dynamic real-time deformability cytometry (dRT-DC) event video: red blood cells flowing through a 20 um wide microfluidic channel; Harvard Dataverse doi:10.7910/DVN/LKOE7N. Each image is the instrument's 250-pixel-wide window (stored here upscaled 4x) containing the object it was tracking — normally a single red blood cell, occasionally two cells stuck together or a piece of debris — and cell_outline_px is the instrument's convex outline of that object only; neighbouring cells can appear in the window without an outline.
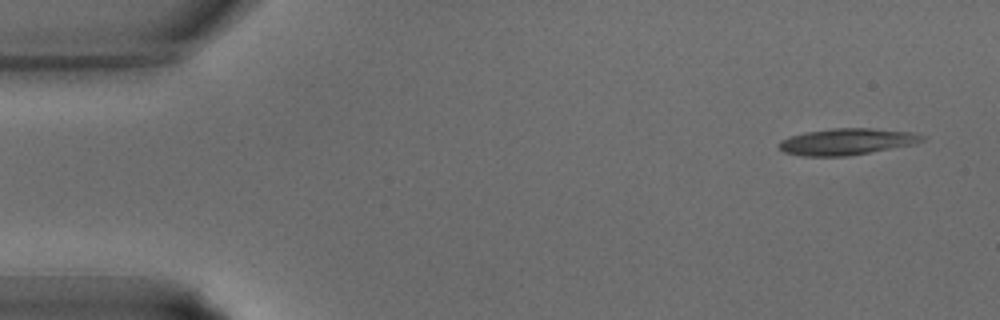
{"species": "common noctule bat (a hibernating species)", "species_latin": "Nyctalus noctula", "temperature_condition": "warm", "stored_images_in_passage": 35, "camera_frame_rate_fps": 3000, "um_per_image_px": 0.085, "animal": {"sex": "male", "body_mass_g": 15.6}, "frame": {"image": 1, "passage_image": 1, "time_ms": 0.0, "image_size_px": [1000, 320], "cell_outline_px": [[928, 136], [924, 140], [916, 144], [848, 156], [804, 156], [784, 152], [776, 144], [780, 140], [792, 136], [808, 132], [832, 128], [872, 128], [912, 132]], "centroid_in_image_um": [72.03, 12.04], "position_along_channel_um": 13.0, "area_um2": 22.14}}
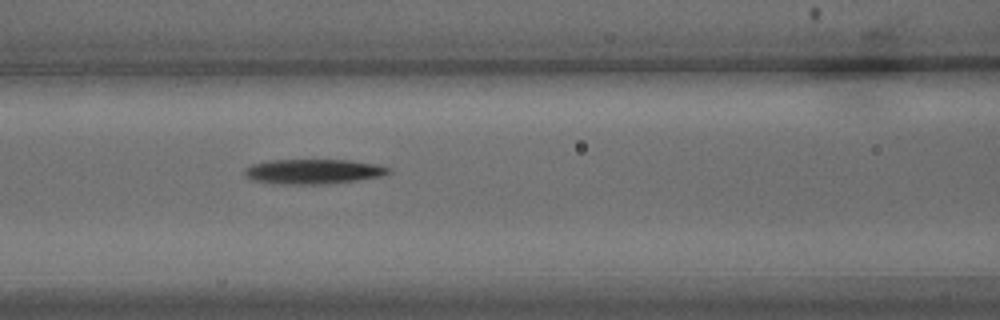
{"frame": {"image": 2, "passage_image": 14, "time_ms": 4.333, "image_size_px": [1000, 320], "cell_outline_px": [[392, 172], [380, 176], [356, 180], [320, 184], [280, 184], [252, 180], [244, 176], [244, 168], [252, 164], [272, 160], [352, 160], [380, 164], [392, 168]], "centroid_in_image_um": [26.65, 14.57], "position_along_channel_um": 140.0, "area_um2": 20.92}}
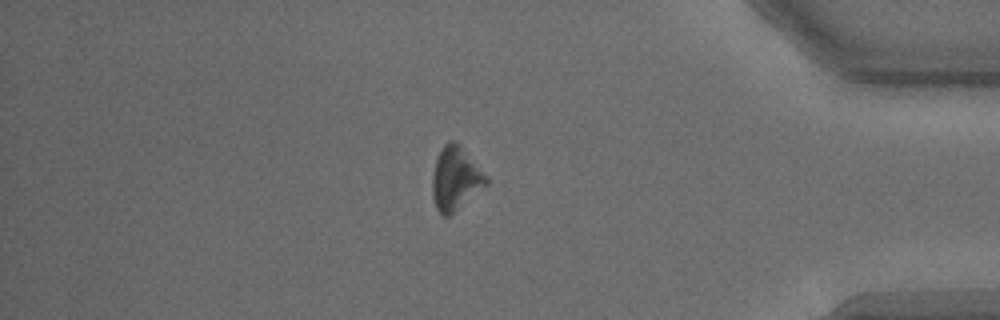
{"frame": {"image": 3, "passage_image": 30, "time_ms": 9.667, "image_size_px": [1000, 320], "cell_outline_px": [[488, 184], [448, 216], [444, 216], [436, 208], [432, 196], [432, 176], [436, 160], [444, 144], [448, 140], [456, 140], [460, 144], [488, 176]], "centroid_in_image_um": [38.73, 15.14], "position_along_channel_um": 396.5, "area_um2": 19.83}}